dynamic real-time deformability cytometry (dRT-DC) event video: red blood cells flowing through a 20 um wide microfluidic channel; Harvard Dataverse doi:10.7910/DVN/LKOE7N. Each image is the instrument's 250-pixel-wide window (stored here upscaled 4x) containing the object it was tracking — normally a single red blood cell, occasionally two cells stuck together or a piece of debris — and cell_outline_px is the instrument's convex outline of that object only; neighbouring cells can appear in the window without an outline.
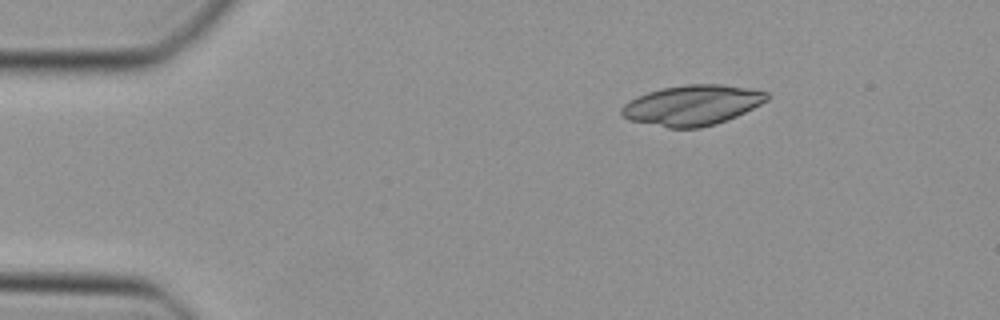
{"species": "Egyptian fruit bat (a non-hibernating species)", "species_latin": "Rousettus aegyptiacus", "temperature_condition": "cold", "stored_images_in_passage": 40, "camera_frame_rate_fps": 3000, "um_per_image_px": 0.085, "animal": {"sex": "female"}, "frame": {"image": 1, "passage_image": 1, "time_ms": 0.0, "image_size_px": [1000, 320], "cell_outline_px": [[768, 100], [736, 116], [716, 124], [700, 128], [668, 128], [628, 120], [620, 112], [620, 108], [624, 104], [636, 96], [660, 88], [684, 84], [724, 84], [752, 88], [768, 92]], "centroid_in_image_um": [58.83, 8.93], "position_along_channel_um": 26.2, "area_um2": 34.33}}
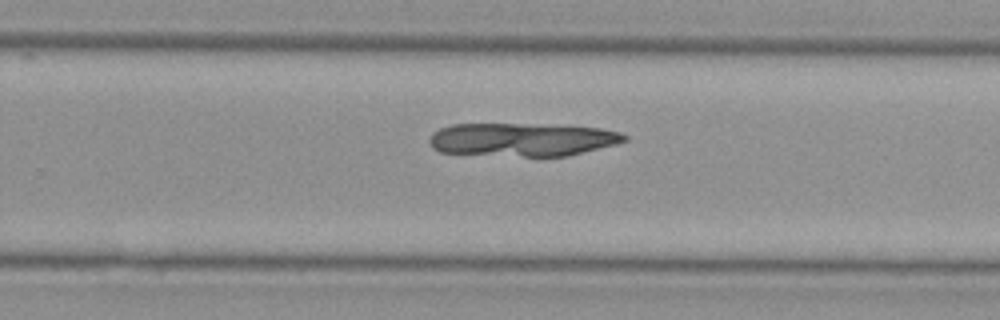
{"frame": {"image": 2, "passage_image": 24, "time_ms": 7.667, "image_size_px": [1000, 320], "cell_outline_px": [[628, 140], [616, 144], [568, 156], [524, 156], [440, 152], [432, 148], [428, 140], [432, 132], [440, 128], [452, 124], [516, 124], [600, 128], [620, 132], [628, 136]], "centroid_in_image_um": [44.37, 11.86], "position_along_channel_um": 285.4, "area_um2": 37.51}}
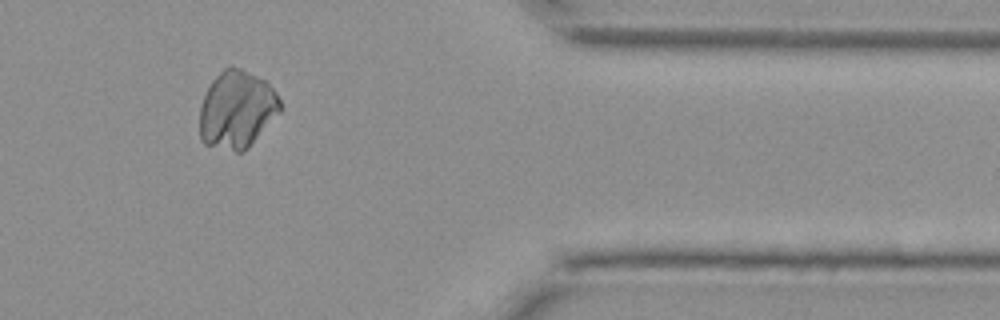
{"frame": {"image": 3, "passage_image": 33, "time_ms": 10.667, "image_size_px": [1000, 320], "cell_outline_px": [[280, 112], [248, 148], [244, 152], [236, 152], [204, 144], [200, 140], [200, 104], [212, 80], [224, 68], [232, 64], [264, 80], [276, 92], [280, 100]], "centroid_in_image_um": [20.12, 9.32], "position_along_channel_um": 391.3, "area_um2": 36.41}}